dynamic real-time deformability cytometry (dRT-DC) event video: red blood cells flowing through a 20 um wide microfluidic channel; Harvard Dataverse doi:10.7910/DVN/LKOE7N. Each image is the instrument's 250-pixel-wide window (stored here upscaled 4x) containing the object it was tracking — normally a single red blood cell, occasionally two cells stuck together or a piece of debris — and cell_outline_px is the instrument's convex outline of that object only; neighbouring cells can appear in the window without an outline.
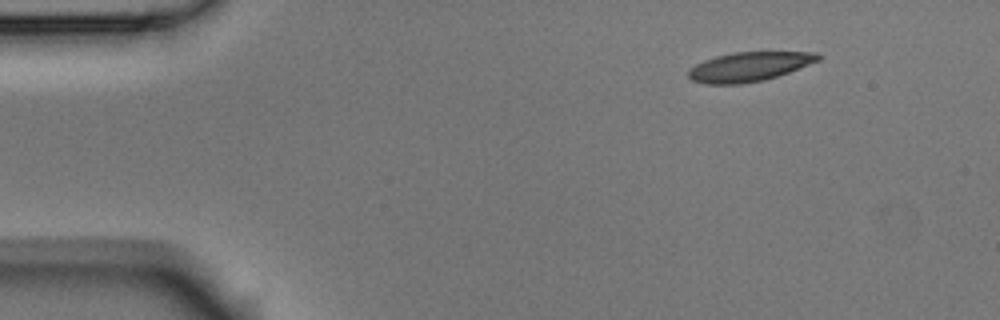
{"species": "Egyptian fruit bat (a non-hibernating species)", "species_latin": "Rousettus aegyptiacus", "temperature_condition": "room temperature", "stored_images_in_passage": 4, "camera_frame_rate_fps": 3000, "um_per_image_px": 0.085, "animal": {"sex": "male"}, "frame": {"image": 1, "passage_image": 1, "time_ms": 0.0, "image_size_px": [1000, 320], "cell_outline_px": [[824, 56], [820, 60], [788, 72], [764, 80], [740, 84], [704, 84], [692, 80], [688, 76], [688, 68], [704, 60], [716, 56], [732, 52], [816, 52]], "centroid_in_image_um": [63.66, 5.66], "position_along_channel_um": 21.3, "area_um2": 22.2}}
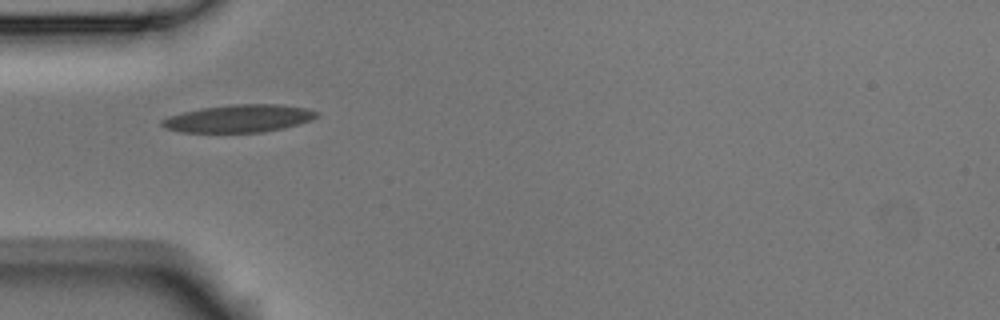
{"frame": {"image": 2, "passage_image": 4, "time_ms": 1.0, "image_size_px": [1000, 320], "cell_outline_px": [[320, 112], [312, 120], [284, 128], [264, 132], [184, 132], [168, 128], [160, 124], [160, 120], [184, 112], [200, 108], [228, 104], [280, 104], [308, 108]], "centroid_in_image_um": [20.37, 10.06], "position_along_channel_um": 64.6, "area_um2": 24.85}}